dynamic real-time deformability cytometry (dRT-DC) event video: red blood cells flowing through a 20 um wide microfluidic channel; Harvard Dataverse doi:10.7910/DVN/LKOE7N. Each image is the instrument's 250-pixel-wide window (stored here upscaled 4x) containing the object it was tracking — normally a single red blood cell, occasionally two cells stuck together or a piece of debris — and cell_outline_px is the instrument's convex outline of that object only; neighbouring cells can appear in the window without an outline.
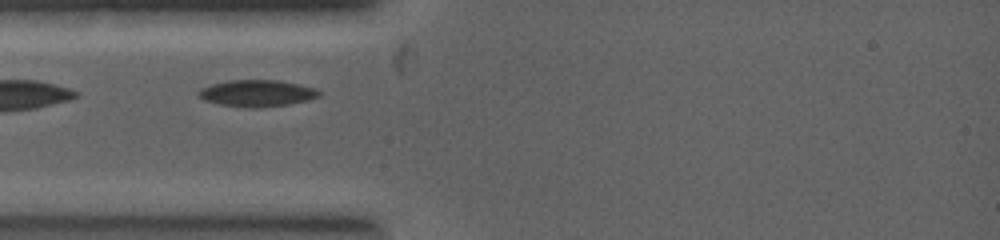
{"species": "common noctule bat (a hibernating species)", "species_latin": "Nyctalus noctula", "temperature_condition": "warm", "stored_images_in_passage": 17, "camera_frame_rate_fps": 5000, "um_per_image_px": 0.085, "animal": {"sex": "female", "body_mass_g": 19.0, "forearm_length_mm": 53.3}, "frame": {"image": 1, "passage_image": 1, "time_ms": 0.0, "image_size_px": [1000, 240], "cell_outline_px": [[320, 92], [316, 96], [304, 100], [284, 104], [252, 108], [220, 104], [208, 100], [200, 96], [196, 92], [200, 88], [212, 84], [228, 80], [276, 80], [296, 84], [312, 88]], "centroid_in_image_um": [21.75, 7.91], "position_along_channel_um": 63.3, "area_um2": 17.92}}